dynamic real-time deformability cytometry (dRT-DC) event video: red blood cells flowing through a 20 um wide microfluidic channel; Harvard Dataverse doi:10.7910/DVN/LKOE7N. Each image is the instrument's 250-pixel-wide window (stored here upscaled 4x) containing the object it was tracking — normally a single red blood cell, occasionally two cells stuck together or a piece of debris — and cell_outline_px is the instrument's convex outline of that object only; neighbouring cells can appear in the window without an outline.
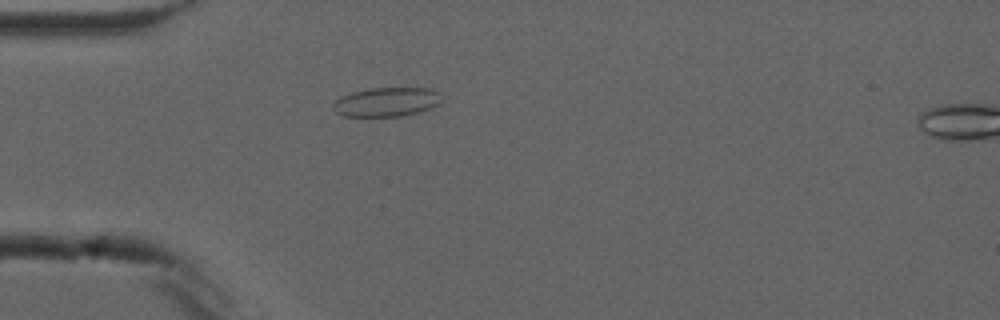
{"species": "common noctule bat (a hibernating species)", "species_latin": "Nyctalus noctula", "temperature_condition": "cold", "stored_images_in_passage": 4, "camera_frame_rate_fps": 3000, "um_per_image_px": 0.085, "animal": {"sex": "male", "forearm_length_mm": 52.5}, "frame": {"image": 1, "passage_image": 3, "time_ms": 3.667, "image_size_px": [1000, 320], "cell_outline_px": [[440, 104], [432, 108], [420, 112], [400, 116], [344, 116], [336, 112], [332, 108], [332, 104], [336, 100], [352, 92], [372, 88], [432, 88], [440, 92]], "centroid_in_image_um": [32.9, 8.67], "position_along_channel_um": 52.1, "area_um2": 18.44}}